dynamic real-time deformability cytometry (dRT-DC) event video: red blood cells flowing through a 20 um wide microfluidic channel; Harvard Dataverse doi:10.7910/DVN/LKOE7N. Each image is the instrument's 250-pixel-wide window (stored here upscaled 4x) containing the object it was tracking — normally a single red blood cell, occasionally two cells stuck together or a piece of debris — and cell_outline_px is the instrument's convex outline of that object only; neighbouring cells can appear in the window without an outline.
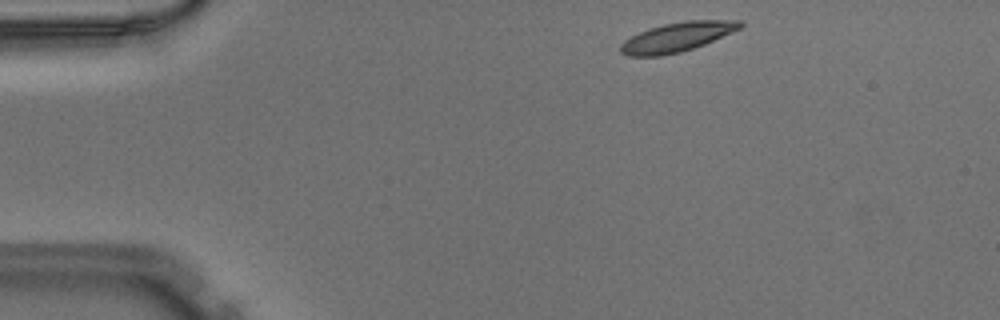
{"species": "Egyptian fruit bat (a non-hibernating species)", "species_latin": "Rousettus aegyptiacus", "temperature_condition": "warm", "stored_images_in_passage": 44, "camera_frame_rate_fps": 3000, "um_per_image_px": 0.085, "animal": {"sex": "male"}, "frame": {"image": 1, "passage_image": 1, "time_ms": 0.0, "image_size_px": [1000, 320], "cell_outline_px": [[744, 24], [740, 28], [732, 32], [704, 44], [680, 52], [660, 56], [628, 56], [620, 52], [620, 44], [624, 40], [648, 28], [664, 24], [684, 20], [740, 20]], "centroid_in_image_um": [57.53, 3.14], "position_along_channel_um": 27.5, "area_um2": 20.35}}
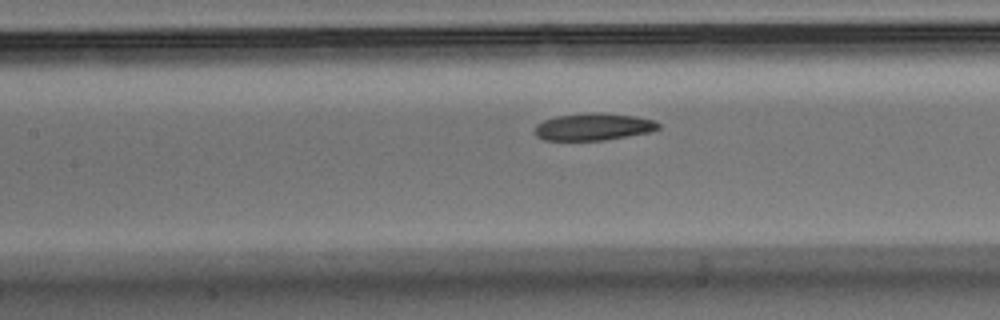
{"frame": {"image": 2, "passage_image": 16, "time_ms": 5.0, "image_size_px": [1000, 320], "cell_outline_px": [[660, 128], [652, 132], [604, 140], [544, 140], [536, 136], [536, 124], [544, 120], [556, 116], [592, 112], [604, 112], [636, 116], [652, 120], [660, 124]], "centroid_in_image_um": [50.47, 10.77], "position_along_channel_um": 156.9, "area_um2": 19.65}}
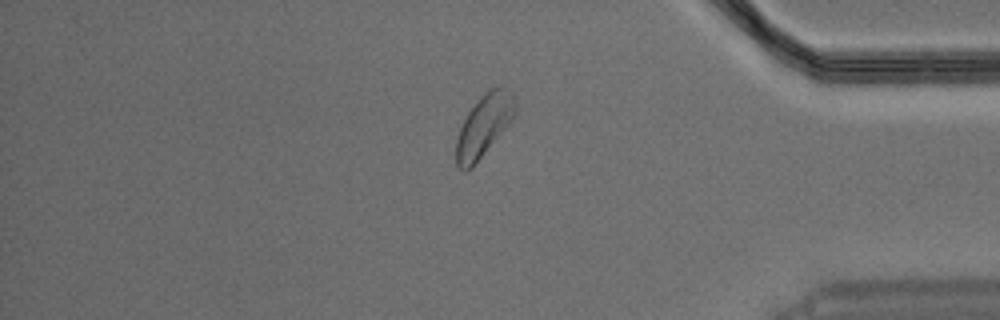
{"frame": {"image": 3, "passage_image": 36, "time_ms": 11.667, "image_size_px": [1000, 320], "cell_outline_px": [[516, 112], [512, 120], [472, 168], [464, 172], [456, 164], [456, 140], [460, 128], [468, 112], [476, 100], [484, 92], [500, 84], [508, 88], [512, 92], [516, 104]], "centroid_in_image_um": [41.14, 10.64], "position_along_channel_um": 394.1, "area_um2": 21.44}}